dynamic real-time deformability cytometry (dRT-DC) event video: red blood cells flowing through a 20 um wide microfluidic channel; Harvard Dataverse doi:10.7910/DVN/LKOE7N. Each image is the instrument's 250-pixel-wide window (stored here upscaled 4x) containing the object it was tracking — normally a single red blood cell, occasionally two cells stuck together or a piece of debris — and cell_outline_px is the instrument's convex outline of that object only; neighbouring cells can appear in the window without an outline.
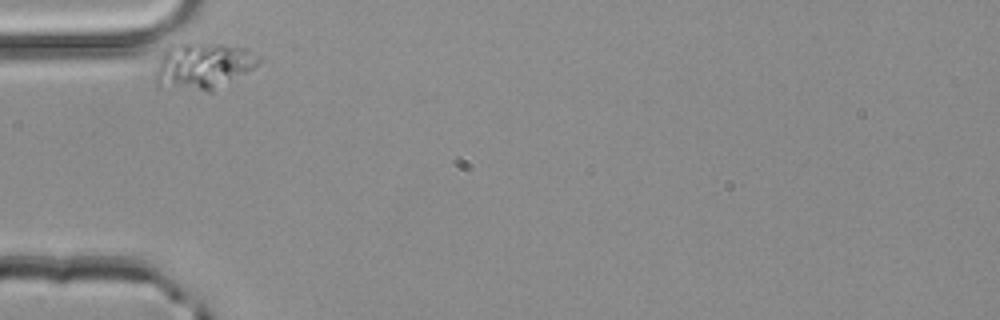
{"species": "common noctule bat (a hibernating species)", "species_latin": "Nyctalus noctula", "temperature_condition": "room temperature", "stored_images_in_passage": 2, "camera_frame_rate_fps": 3000, "um_per_image_px": 0.085, "animal": {"sex": "male", "body_mass_g": 20.4}, "frame": {"image": 1, "passage_image": 1, "time_ms": 0.0, "image_size_px": [1000, 320], "cell_outline_px": [[260, 60], [252, 68], [212, 92], [208, 92], [160, 88], [156, 84], [156, 72], [160, 56], [168, 44], [220, 44], [248, 48]], "centroid_in_image_um": [17.19, 5.62], "position_along_channel_um": 67.8, "area_um2": 27.92}}
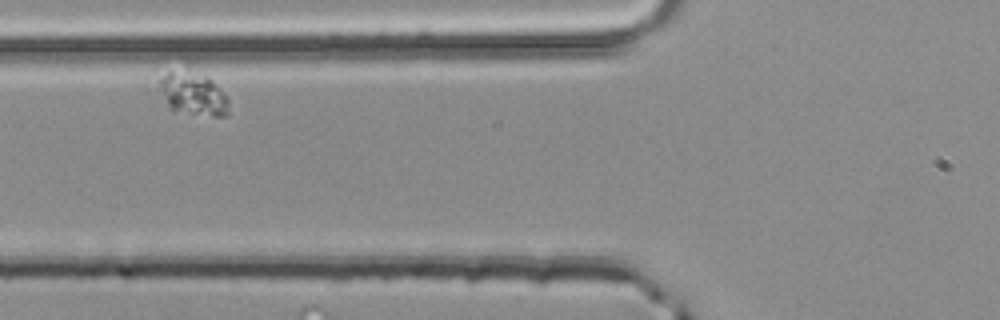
{"frame": {"image": 2, "passage_image": 2, "time_ms": 0.333, "image_size_px": [1000, 320], "cell_outline_px": [[228, 116], [212, 116], [172, 112], [156, 80], [160, 76], [188, 60], [208, 76], [220, 88], [228, 100]], "centroid_in_image_um": [16.37, 7.81], "position_along_channel_um": 109.4, "area_um2": 19.07}}